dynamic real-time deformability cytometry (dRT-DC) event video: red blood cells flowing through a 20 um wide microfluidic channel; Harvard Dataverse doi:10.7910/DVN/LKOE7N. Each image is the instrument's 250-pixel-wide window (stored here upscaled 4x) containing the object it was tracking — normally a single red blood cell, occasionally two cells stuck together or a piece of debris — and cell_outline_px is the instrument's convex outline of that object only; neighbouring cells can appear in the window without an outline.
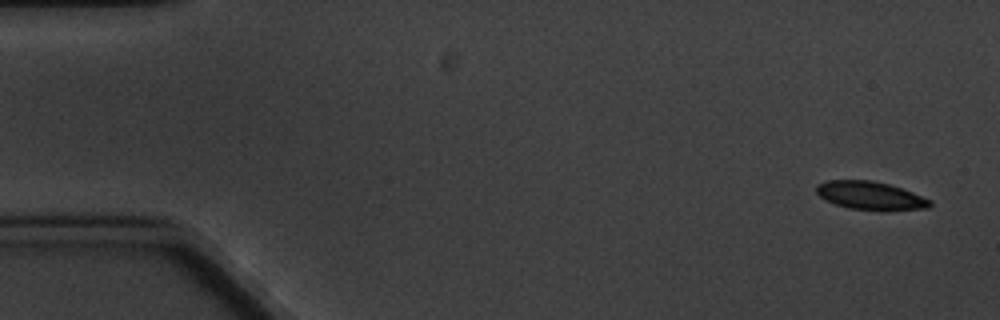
{"species": "common noctule bat (a hibernating species)", "species_latin": "Nyctalus noctula", "temperature_condition": "cold", "stored_images_in_passage": 6, "camera_frame_rate_fps": 3000, "um_per_image_px": 0.085, "animal": {"sex": "male", "body_mass_g": 20.1, "forearm_length_mm": 53.5}, "frame": {"image": 1, "passage_image": 1, "time_ms": 0.0, "image_size_px": [1000, 320], "cell_outline_px": [[932, 204], [928, 208], [848, 208], [824, 200], [816, 192], [816, 184], [828, 180], [872, 180], [888, 184], [912, 192], [932, 200]], "centroid_in_image_um": [73.91, 16.58], "position_along_channel_um": 11.1, "area_um2": 17.92}}
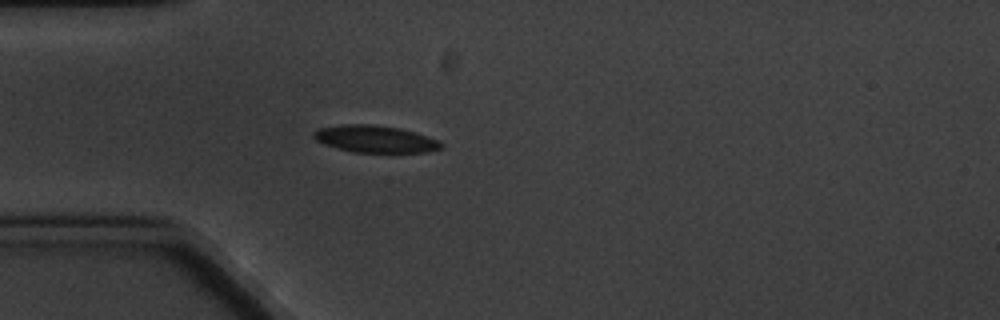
{"frame": {"image": 2, "passage_image": 5, "time_ms": 4.667, "image_size_px": [1000, 320], "cell_outline_px": [[444, 148], [428, 152], [352, 152], [336, 148], [324, 144], [316, 140], [312, 136], [312, 132], [316, 128], [344, 124], [368, 124], [400, 128], [440, 140], [444, 144]], "centroid_in_image_um": [31.88, 11.81], "position_along_channel_um": 53.1, "area_um2": 20.29}}